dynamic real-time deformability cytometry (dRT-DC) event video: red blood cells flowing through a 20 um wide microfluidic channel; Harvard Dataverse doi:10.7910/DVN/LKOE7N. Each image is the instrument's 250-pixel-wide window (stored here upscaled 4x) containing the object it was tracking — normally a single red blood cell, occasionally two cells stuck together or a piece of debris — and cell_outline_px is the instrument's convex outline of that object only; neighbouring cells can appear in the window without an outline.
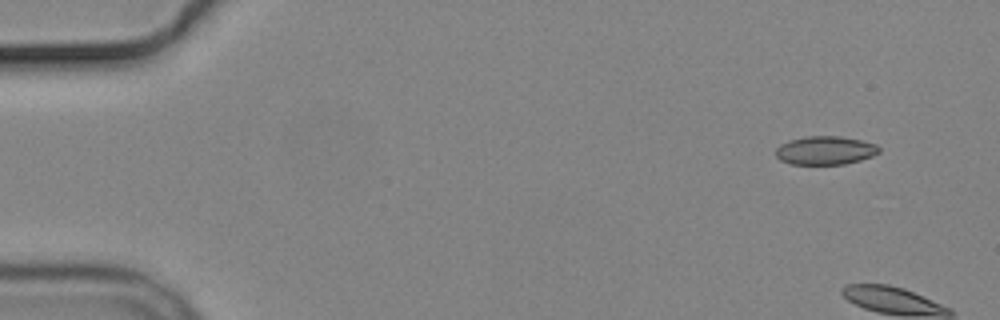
{"species": "common noctule bat (a hibernating species)", "species_latin": "Nyctalus noctula", "temperature_condition": "cold", "stored_images_in_passage": 5, "camera_frame_rate_fps": 3000, "um_per_image_px": 0.085, "animal": {"sex": "male", "body_mass_g": 19.2, "forearm_length_mm": 51.8}, "frame": {"image": 1, "passage_image": 1, "time_ms": 0.0, "image_size_px": [1000, 320], "cell_outline_px": [[880, 152], [872, 156], [860, 160], [844, 164], [792, 164], [780, 160], [776, 156], [776, 148], [780, 144], [788, 140], [804, 136], [840, 136], [860, 140], [876, 144], [880, 148]], "centroid_in_image_um": [70.13, 12.78], "position_along_channel_um": 14.9, "area_um2": 17.22}}